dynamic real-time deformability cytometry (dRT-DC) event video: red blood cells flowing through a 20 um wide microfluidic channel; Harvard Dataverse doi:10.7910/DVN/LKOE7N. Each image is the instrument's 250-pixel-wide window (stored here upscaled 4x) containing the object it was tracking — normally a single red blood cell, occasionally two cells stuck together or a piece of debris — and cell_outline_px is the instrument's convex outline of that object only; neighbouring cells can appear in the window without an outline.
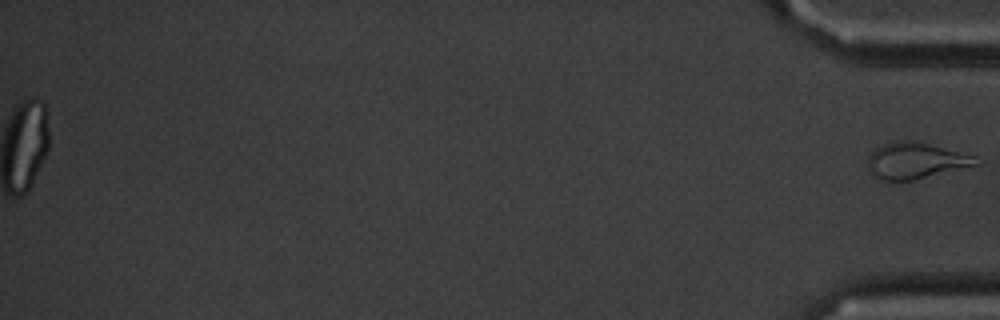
{"species": "common noctule bat (a hibernating species)", "species_latin": "Nyctalus noctula", "temperature_condition": "cold", "stored_images_in_passage": 43, "segment_of_instrument_passage": [2, 2], "camera_frame_rate_fps": 3000, "um_per_image_px": 0.085, "animal": {"sex": "male", "body_mass_g": 20.1, "forearm_length_mm": 53.5}, "frame": {"image": 1, "passage_image": 43, "time_ms": 14.0, "image_size_px": [1000, 320], "cell_outline_px": [[984, 164], [912, 180], [880, 180], [872, 172], [868, 164], [868, 156], [876, 148], [884, 144], [900, 140], [908, 140], [976, 156], [984, 160]], "centroid_in_image_um": [77.91, 13.67], "position_along_channel_um": 357.3, "area_um2": 22.54}}